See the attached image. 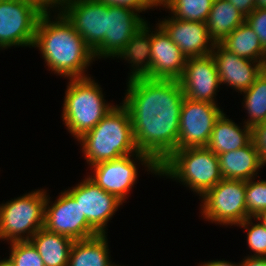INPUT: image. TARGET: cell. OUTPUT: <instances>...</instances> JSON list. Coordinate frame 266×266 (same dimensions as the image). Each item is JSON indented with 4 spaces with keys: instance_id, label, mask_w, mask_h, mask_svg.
I'll list each match as a JSON object with an SVG mask.
<instances>
[{
    "instance_id": "6da1fadb",
    "label": "cell",
    "mask_w": 266,
    "mask_h": 266,
    "mask_svg": "<svg viewBox=\"0 0 266 266\" xmlns=\"http://www.w3.org/2000/svg\"><path fill=\"white\" fill-rule=\"evenodd\" d=\"M128 74L121 103L129 111L135 144L160 166L177 150L183 90L178 80Z\"/></svg>"
},
{
    "instance_id": "7a4b0ae2",
    "label": "cell",
    "mask_w": 266,
    "mask_h": 266,
    "mask_svg": "<svg viewBox=\"0 0 266 266\" xmlns=\"http://www.w3.org/2000/svg\"><path fill=\"white\" fill-rule=\"evenodd\" d=\"M32 48L40 51L47 70L54 75L65 79L90 77L87 69L95 61L93 51L58 8L41 14Z\"/></svg>"
},
{
    "instance_id": "3957f363",
    "label": "cell",
    "mask_w": 266,
    "mask_h": 266,
    "mask_svg": "<svg viewBox=\"0 0 266 266\" xmlns=\"http://www.w3.org/2000/svg\"><path fill=\"white\" fill-rule=\"evenodd\" d=\"M76 141L89 166L139 152L129 111L120 103Z\"/></svg>"
},
{
    "instance_id": "277c9868",
    "label": "cell",
    "mask_w": 266,
    "mask_h": 266,
    "mask_svg": "<svg viewBox=\"0 0 266 266\" xmlns=\"http://www.w3.org/2000/svg\"><path fill=\"white\" fill-rule=\"evenodd\" d=\"M92 78L68 79L61 117L75 140L92 130L116 106L106 101L101 85Z\"/></svg>"
},
{
    "instance_id": "5b68a950",
    "label": "cell",
    "mask_w": 266,
    "mask_h": 266,
    "mask_svg": "<svg viewBox=\"0 0 266 266\" xmlns=\"http://www.w3.org/2000/svg\"><path fill=\"white\" fill-rule=\"evenodd\" d=\"M155 27L148 21L144 24L139 53L129 65L130 71L149 79L178 80L187 57L158 24Z\"/></svg>"
},
{
    "instance_id": "8992f818",
    "label": "cell",
    "mask_w": 266,
    "mask_h": 266,
    "mask_svg": "<svg viewBox=\"0 0 266 266\" xmlns=\"http://www.w3.org/2000/svg\"><path fill=\"white\" fill-rule=\"evenodd\" d=\"M158 176L182 183L199 198L222 180L219 157L207 147L175 150L159 166Z\"/></svg>"
},
{
    "instance_id": "52a82bcc",
    "label": "cell",
    "mask_w": 266,
    "mask_h": 266,
    "mask_svg": "<svg viewBox=\"0 0 266 266\" xmlns=\"http://www.w3.org/2000/svg\"><path fill=\"white\" fill-rule=\"evenodd\" d=\"M147 22L140 12L126 6L106 4V35L93 52L95 60L116 58L132 64L140 47L141 31Z\"/></svg>"
},
{
    "instance_id": "ba28073f",
    "label": "cell",
    "mask_w": 266,
    "mask_h": 266,
    "mask_svg": "<svg viewBox=\"0 0 266 266\" xmlns=\"http://www.w3.org/2000/svg\"><path fill=\"white\" fill-rule=\"evenodd\" d=\"M46 189H35L0 204V240H30L44 228Z\"/></svg>"
},
{
    "instance_id": "9c48e42d",
    "label": "cell",
    "mask_w": 266,
    "mask_h": 266,
    "mask_svg": "<svg viewBox=\"0 0 266 266\" xmlns=\"http://www.w3.org/2000/svg\"><path fill=\"white\" fill-rule=\"evenodd\" d=\"M137 164L145 167V171L159 175V166L147 154L137 152L89 166L91 173L86 176L104 191L116 195L125 203L138 180Z\"/></svg>"
},
{
    "instance_id": "30bf717a",
    "label": "cell",
    "mask_w": 266,
    "mask_h": 266,
    "mask_svg": "<svg viewBox=\"0 0 266 266\" xmlns=\"http://www.w3.org/2000/svg\"><path fill=\"white\" fill-rule=\"evenodd\" d=\"M246 181L222 179L206 191L201 199V217L221 226H237L249 216L245 202Z\"/></svg>"
},
{
    "instance_id": "8fae6325",
    "label": "cell",
    "mask_w": 266,
    "mask_h": 266,
    "mask_svg": "<svg viewBox=\"0 0 266 266\" xmlns=\"http://www.w3.org/2000/svg\"><path fill=\"white\" fill-rule=\"evenodd\" d=\"M43 12L28 0H0V50L13 46L32 48Z\"/></svg>"
},
{
    "instance_id": "7c38bea8",
    "label": "cell",
    "mask_w": 266,
    "mask_h": 266,
    "mask_svg": "<svg viewBox=\"0 0 266 266\" xmlns=\"http://www.w3.org/2000/svg\"><path fill=\"white\" fill-rule=\"evenodd\" d=\"M46 192L44 228L71 238L73 241L85 240L99 235L82 215L79 203L64 189L56 200L51 201Z\"/></svg>"
},
{
    "instance_id": "4fadbf2b",
    "label": "cell",
    "mask_w": 266,
    "mask_h": 266,
    "mask_svg": "<svg viewBox=\"0 0 266 266\" xmlns=\"http://www.w3.org/2000/svg\"><path fill=\"white\" fill-rule=\"evenodd\" d=\"M223 112L218 104L184 97L180 112L177 150L206 147L215 122Z\"/></svg>"
},
{
    "instance_id": "5bb4252c",
    "label": "cell",
    "mask_w": 266,
    "mask_h": 266,
    "mask_svg": "<svg viewBox=\"0 0 266 266\" xmlns=\"http://www.w3.org/2000/svg\"><path fill=\"white\" fill-rule=\"evenodd\" d=\"M66 191L79 203L89 225L99 235H106L109 220H112L124 202L116 195L104 191L88 176Z\"/></svg>"
},
{
    "instance_id": "9a60e30c",
    "label": "cell",
    "mask_w": 266,
    "mask_h": 266,
    "mask_svg": "<svg viewBox=\"0 0 266 266\" xmlns=\"http://www.w3.org/2000/svg\"><path fill=\"white\" fill-rule=\"evenodd\" d=\"M94 52L106 35V4L96 0H64L57 7Z\"/></svg>"
},
{
    "instance_id": "2e32d148",
    "label": "cell",
    "mask_w": 266,
    "mask_h": 266,
    "mask_svg": "<svg viewBox=\"0 0 266 266\" xmlns=\"http://www.w3.org/2000/svg\"><path fill=\"white\" fill-rule=\"evenodd\" d=\"M178 81L185 98L218 104L216 96L221 83L211 54L187 58L184 72Z\"/></svg>"
},
{
    "instance_id": "e0dca14e",
    "label": "cell",
    "mask_w": 266,
    "mask_h": 266,
    "mask_svg": "<svg viewBox=\"0 0 266 266\" xmlns=\"http://www.w3.org/2000/svg\"><path fill=\"white\" fill-rule=\"evenodd\" d=\"M221 85H227L238 93L249 89L266 68V61H253L239 57L215 43L211 52Z\"/></svg>"
},
{
    "instance_id": "ac0fdd59",
    "label": "cell",
    "mask_w": 266,
    "mask_h": 266,
    "mask_svg": "<svg viewBox=\"0 0 266 266\" xmlns=\"http://www.w3.org/2000/svg\"><path fill=\"white\" fill-rule=\"evenodd\" d=\"M157 24L187 57H201L211 54L215 42L211 39L206 22L184 21L165 16Z\"/></svg>"
},
{
    "instance_id": "d6986e66",
    "label": "cell",
    "mask_w": 266,
    "mask_h": 266,
    "mask_svg": "<svg viewBox=\"0 0 266 266\" xmlns=\"http://www.w3.org/2000/svg\"><path fill=\"white\" fill-rule=\"evenodd\" d=\"M219 166L222 179L250 180L259 177L264 162L253 139L235 151L221 153Z\"/></svg>"
},
{
    "instance_id": "ffe728a7",
    "label": "cell",
    "mask_w": 266,
    "mask_h": 266,
    "mask_svg": "<svg viewBox=\"0 0 266 266\" xmlns=\"http://www.w3.org/2000/svg\"><path fill=\"white\" fill-rule=\"evenodd\" d=\"M239 125L223 112L215 122L207 148L217 156L246 146L252 139V128ZM243 127V128H242Z\"/></svg>"
},
{
    "instance_id": "44dd1931",
    "label": "cell",
    "mask_w": 266,
    "mask_h": 266,
    "mask_svg": "<svg viewBox=\"0 0 266 266\" xmlns=\"http://www.w3.org/2000/svg\"><path fill=\"white\" fill-rule=\"evenodd\" d=\"M107 235L76 240L72 243L68 266H114Z\"/></svg>"
},
{
    "instance_id": "7402d4cb",
    "label": "cell",
    "mask_w": 266,
    "mask_h": 266,
    "mask_svg": "<svg viewBox=\"0 0 266 266\" xmlns=\"http://www.w3.org/2000/svg\"><path fill=\"white\" fill-rule=\"evenodd\" d=\"M38 250L44 266H68L71 238L41 228L30 239Z\"/></svg>"
},
{
    "instance_id": "603a6c76",
    "label": "cell",
    "mask_w": 266,
    "mask_h": 266,
    "mask_svg": "<svg viewBox=\"0 0 266 266\" xmlns=\"http://www.w3.org/2000/svg\"><path fill=\"white\" fill-rule=\"evenodd\" d=\"M245 19L228 0H214L206 20L208 33L215 43H220L245 22Z\"/></svg>"
},
{
    "instance_id": "cb8c5ba5",
    "label": "cell",
    "mask_w": 266,
    "mask_h": 266,
    "mask_svg": "<svg viewBox=\"0 0 266 266\" xmlns=\"http://www.w3.org/2000/svg\"><path fill=\"white\" fill-rule=\"evenodd\" d=\"M220 44L229 52L253 61H266V51L258 35L245 21L230 33Z\"/></svg>"
},
{
    "instance_id": "d4e9b609",
    "label": "cell",
    "mask_w": 266,
    "mask_h": 266,
    "mask_svg": "<svg viewBox=\"0 0 266 266\" xmlns=\"http://www.w3.org/2000/svg\"><path fill=\"white\" fill-rule=\"evenodd\" d=\"M240 94H243L242 105L248 115L243 122L252 129L266 122V68L252 86Z\"/></svg>"
},
{
    "instance_id": "484cf974",
    "label": "cell",
    "mask_w": 266,
    "mask_h": 266,
    "mask_svg": "<svg viewBox=\"0 0 266 266\" xmlns=\"http://www.w3.org/2000/svg\"><path fill=\"white\" fill-rule=\"evenodd\" d=\"M214 0H170L163 9L173 18L206 22Z\"/></svg>"
},
{
    "instance_id": "4316f807",
    "label": "cell",
    "mask_w": 266,
    "mask_h": 266,
    "mask_svg": "<svg viewBox=\"0 0 266 266\" xmlns=\"http://www.w3.org/2000/svg\"><path fill=\"white\" fill-rule=\"evenodd\" d=\"M9 256L3 258L8 266H44L38 250L30 240L8 243Z\"/></svg>"
},
{
    "instance_id": "83f0119b",
    "label": "cell",
    "mask_w": 266,
    "mask_h": 266,
    "mask_svg": "<svg viewBox=\"0 0 266 266\" xmlns=\"http://www.w3.org/2000/svg\"><path fill=\"white\" fill-rule=\"evenodd\" d=\"M255 221L254 217H249L237 227L246 229V243L248 244V249L251 250L249 253L251 255L248 254L247 256L266 257V228L260 222Z\"/></svg>"
},
{
    "instance_id": "f1b7e54d",
    "label": "cell",
    "mask_w": 266,
    "mask_h": 266,
    "mask_svg": "<svg viewBox=\"0 0 266 266\" xmlns=\"http://www.w3.org/2000/svg\"><path fill=\"white\" fill-rule=\"evenodd\" d=\"M256 178L246 181L245 202L249 217H255L266 210V180Z\"/></svg>"
},
{
    "instance_id": "f546056e",
    "label": "cell",
    "mask_w": 266,
    "mask_h": 266,
    "mask_svg": "<svg viewBox=\"0 0 266 266\" xmlns=\"http://www.w3.org/2000/svg\"><path fill=\"white\" fill-rule=\"evenodd\" d=\"M245 21L258 35V39L266 51V9L256 8L251 14L246 16Z\"/></svg>"
},
{
    "instance_id": "4dcf8cb0",
    "label": "cell",
    "mask_w": 266,
    "mask_h": 266,
    "mask_svg": "<svg viewBox=\"0 0 266 266\" xmlns=\"http://www.w3.org/2000/svg\"><path fill=\"white\" fill-rule=\"evenodd\" d=\"M107 5L126 6L143 13L147 10L154 9L155 6L149 0H96Z\"/></svg>"
},
{
    "instance_id": "1f68e13d",
    "label": "cell",
    "mask_w": 266,
    "mask_h": 266,
    "mask_svg": "<svg viewBox=\"0 0 266 266\" xmlns=\"http://www.w3.org/2000/svg\"><path fill=\"white\" fill-rule=\"evenodd\" d=\"M253 141L258 148L262 161L264 162L263 166L266 165V122L261 123L255 126L252 129Z\"/></svg>"
},
{
    "instance_id": "d6a6232c",
    "label": "cell",
    "mask_w": 266,
    "mask_h": 266,
    "mask_svg": "<svg viewBox=\"0 0 266 266\" xmlns=\"http://www.w3.org/2000/svg\"><path fill=\"white\" fill-rule=\"evenodd\" d=\"M245 17L251 14L255 9V0H228Z\"/></svg>"
},
{
    "instance_id": "836d02e7",
    "label": "cell",
    "mask_w": 266,
    "mask_h": 266,
    "mask_svg": "<svg viewBox=\"0 0 266 266\" xmlns=\"http://www.w3.org/2000/svg\"><path fill=\"white\" fill-rule=\"evenodd\" d=\"M240 266H266V257L244 256Z\"/></svg>"
},
{
    "instance_id": "e575fe53",
    "label": "cell",
    "mask_w": 266,
    "mask_h": 266,
    "mask_svg": "<svg viewBox=\"0 0 266 266\" xmlns=\"http://www.w3.org/2000/svg\"><path fill=\"white\" fill-rule=\"evenodd\" d=\"M198 266H240V262L239 263H232V261H227L224 259H220V260H209V261H204L201 262V264L199 263Z\"/></svg>"
},
{
    "instance_id": "d590c367",
    "label": "cell",
    "mask_w": 266,
    "mask_h": 266,
    "mask_svg": "<svg viewBox=\"0 0 266 266\" xmlns=\"http://www.w3.org/2000/svg\"><path fill=\"white\" fill-rule=\"evenodd\" d=\"M37 4L43 11L53 10L57 6L51 0H28Z\"/></svg>"
},
{
    "instance_id": "8d00e7d4",
    "label": "cell",
    "mask_w": 266,
    "mask_h": 266,
    "mask_svg": "<svg viewBox=\"0 0 266 266\" xmlns=\"http://www.w3.org/2000/svg\"><path fill=\"white\" fill-rule=\"evenodd\" d=\"M254 218L266 228V210L261 211Z\"/></svg>"
},
{
    "instance_id": "74e56055",
    "label": "cell",
    "mask_w": 266,
    "mask_h": 266,
    "mask_svg": "<svg viewBox=\"0 0 266 266\" xmlns=\"http://www.w3.org/2000/svg\"><path fill=\"white\" fill-rule=\"evenodd\" d=\"M156 9L159 7V10L163 8L170 0H149Z\"/></svg>"
},
{
    "instance_id": "f35d334b",
    "label": "cell",
    "mask_w": 266,
    "mask_h": 266,
    "mask_svg": "<svg viewBox=\"0 0 266 266\" xmlns=\"http://www.w3.org/2000/svg\"><path fill=\"white\" fill-rule=\"evenodd\" d=\"M255 7L259 9H266V0H255Z\"/></svg>"
},
{
    "instance_id": "ab89813d",
    "label": "cell",
    "mask_w": 266,
    "mask_h": 266,
    "mask_svg": "<svg viewBox=\"0 0 266 266\" xmlns=\"http://www.w3.org/2000/svg\"><path fill=\"white\" fill-rule=\"evenodd\" d=\"M57 7L64 1V0H51Z\"/></svg>"
},
{
    "instance_id": "60d3db41",
    "label": "cell",
    "mask_w": 266,
    "mask_h": 266,
    "mask_svg": "<svg viewBox=\"0 0 266 266\" xmlns=\"http://www.w3.org/2000/svg\"><path fill=\"white\" fill-rule=\"evenodd\" d=\"M0 266H8L4 259L0 260Z\"/></svg>"
}]
</instances>
